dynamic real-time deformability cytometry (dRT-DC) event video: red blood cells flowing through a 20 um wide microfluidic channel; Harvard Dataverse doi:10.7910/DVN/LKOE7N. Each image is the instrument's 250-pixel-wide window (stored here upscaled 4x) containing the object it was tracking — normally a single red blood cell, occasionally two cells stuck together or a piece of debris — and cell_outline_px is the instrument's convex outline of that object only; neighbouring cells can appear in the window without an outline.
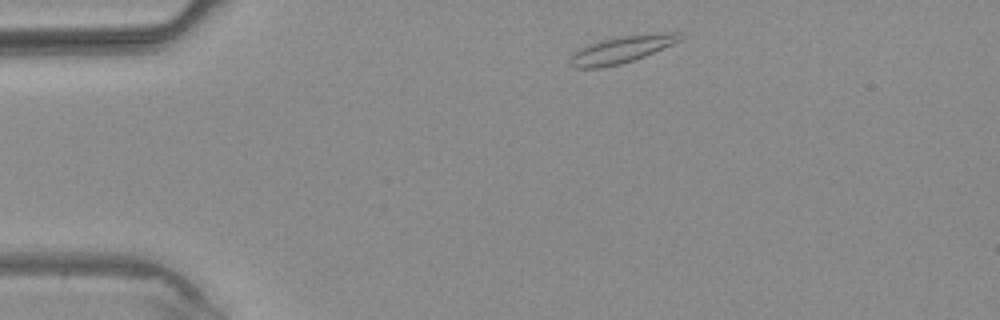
{"species": "common noctule bat (a hibernating species)", "species_latin": "Nyctalus noctula", "temperature_condition": "warm", "stored_images_in_passage": 2, "camera_frame_rate_fps": 3000, "um_per_image_px": 0.085, "animal": {"sex": "male", "body_mass_g": 20.4}, "frame": {"image": 1, "passage_image": 1, "time_ms": 0.0, "image_size_px": [1000, 320], "cell_outline_px": [[684, 36], [680, 40], [672, 44], [644, 56], [620, 64], [600, 68], [576, 68], [568, 64], [568, 56], [580, 48], [588, 44], [600, 40], [616, 36], [668, 32], [680, 32]], "centroid_in_image_um": [52.77, 4.2], "position_along_channel_um": 32.2, "area_um2": 17.46}}
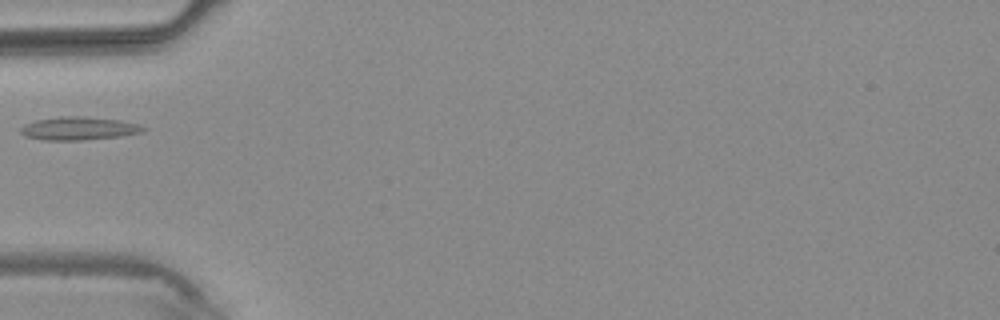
{"frame": {"image": 2, "passage_image": 2, "time_ms": 2.0, "image_size_px": [1000, 320], "cell_outline_px": [[148, 128], [140, 132], [120, 136], [80, 140], [44, 140], [24, 136], [20, 132], [20, 128], [24, 124], [36, 120], [60, 116], [80, 116], [120, 120], [140, 124]], "centroid_in_image_um": [6.67, 10.91], "position_along_channel_um": 78.3, "area_um2": 16.53}}